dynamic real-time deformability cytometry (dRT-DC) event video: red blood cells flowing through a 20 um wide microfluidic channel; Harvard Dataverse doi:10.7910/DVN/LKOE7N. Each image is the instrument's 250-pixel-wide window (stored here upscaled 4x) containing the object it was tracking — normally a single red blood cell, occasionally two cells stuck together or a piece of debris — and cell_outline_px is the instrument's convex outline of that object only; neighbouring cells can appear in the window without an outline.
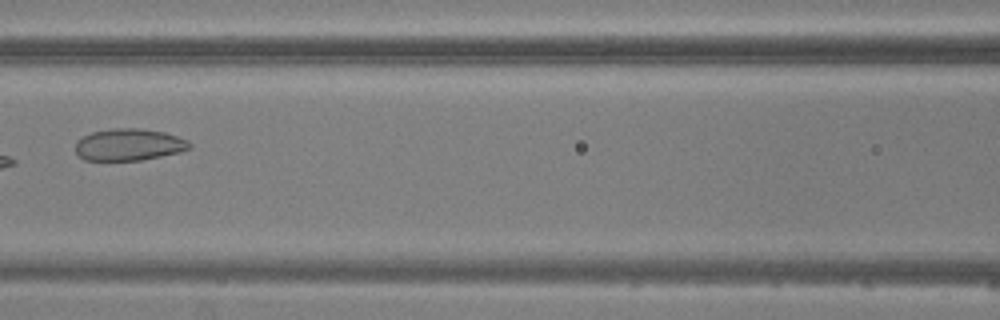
{"species": "common noctule bat (a hibernating species)", "species_latin": "Nyctalus noctula", "temperature_condition": "warm", "stored_images_in_passage": 6, "camera_frame_rate_fps": 3000, "um_per_image_px": 0.085, "animal": {"sex": "male", "body_mass_g": 20.5, "forearm_length_mm": 52.5}, "frame": {"image": 1, "passage_image": 6, "time_ms": 6.0, "image_size_px": [1000, 320], "cell_outline_px": [[192, 144], [188, 148], [180, 152], [140, 160], [84, 160], [76, 152], [76, 140], [92, 132], [116, 128], [140, 128], [164, 132], [188, 140]], "centroid_in_image_um": [10.95, 12.29], "position_along_channel_um": 155.6, "area_um2": 21.04}}